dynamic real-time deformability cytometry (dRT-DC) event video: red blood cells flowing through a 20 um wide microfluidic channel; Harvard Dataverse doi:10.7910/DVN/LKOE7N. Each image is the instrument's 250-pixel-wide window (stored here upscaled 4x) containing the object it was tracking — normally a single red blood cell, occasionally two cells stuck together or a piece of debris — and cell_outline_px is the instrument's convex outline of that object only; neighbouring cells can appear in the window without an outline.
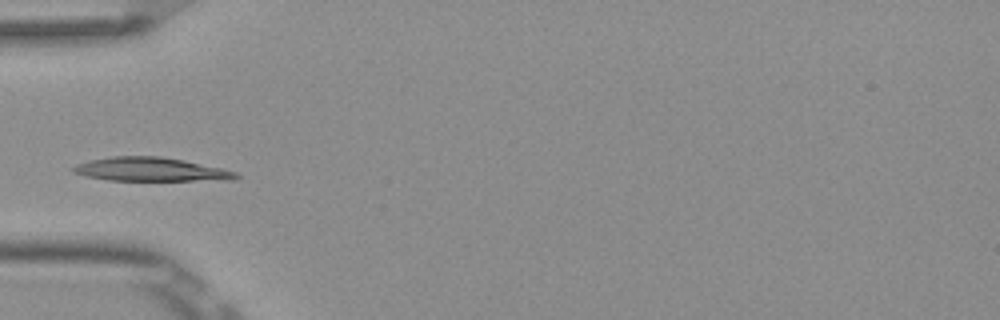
{"species": "Egyptian fruit bat (a non-hibernating species)", "species_latin": "Rousettus aegyptiacus", "temperature_condition": "room temperature", "stored_images_in_passage": 4, "camera_frame_rate_fps": 3000, "um_per_image_px": 0.085, "frame": {"image": 1, "passage_image": 3, "time_ms": 0.667, "image_size_px": [1000, 320], "cell_outline_px": [[240, 176], [232, 180], [108, 180], [88, 176], [72, 172], [72, 168], [76, 164], [92, 160], [112, 156], [160, 156], [184, 160], [220, 168], [236, 172]], "centroid_in_image_um": [12.81, 14.39], "position_along_channel_um": 72.2, "area_um2": 22.2}}
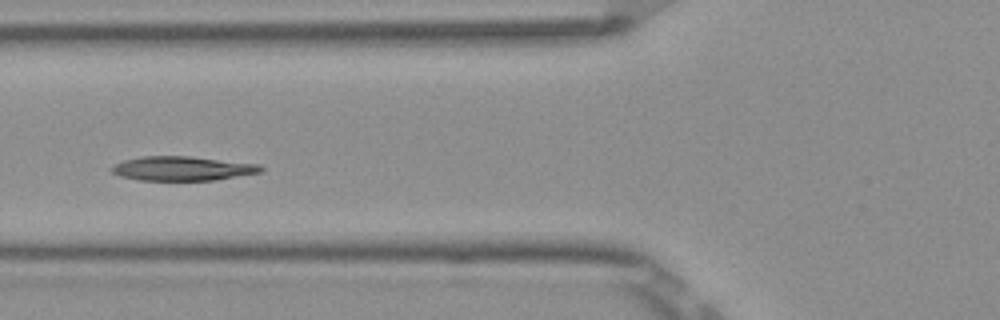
{"frame": {"image": 2, "passage_image": 4, "time_ms": 1.0, "image_size_px": [1000, 320], "cell_outline_px": [[264, 168], [260, 172], [216, 180], [140, 180], [120, 176], [112, 172], [112, 168], [116, 164], [124, 160], [144, 156], [192, 156], [260, 164]], "centroid_in_image_um": [15.54, 14.31], "position_along_channel_um": 110.3, "area_um2": 20.98}}